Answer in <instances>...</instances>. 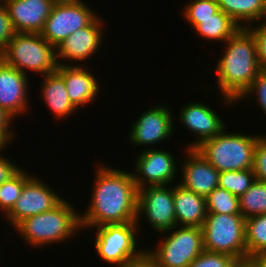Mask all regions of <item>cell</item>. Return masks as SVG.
Returning <instances> with one entry per match:
<instances>
[{
  "label": "cell",
  "instance_id": "8d00e7d4",
  "mask_svg": "<svg viewBox=\"0 0 266 267\" xmlns=\"http://www.w3.org/2000/svg\"><path fill=\"white\" fill-rule=\"evenodd\" d=\"M14 131L16 130H0V154H3L2 151L4 152V149H6L11 141L17 136Z\"/></svg>",
  "mask_w": 266,
  "mask_h": 267
},
{
  "label": "cell",
  "instance_id": "484cf974",
  "mask_svg": "<svg viewBox=\"0 0 266 267\" xmlns=\"http://www.w3.org/2000/svg\"><path fill=\"white\" fill-rule=\"evenodd\" d=\"M33 175L20 169L9 180L0 185V212L5 216L19 199L23 186Z\"/></svg>",
  "mask_w": 266,
  "mask_h": 267
},
{
  "label": "cell",
  "instance_id": "cb8c5ba5",
  "mask_svg": "<svg viewBox=\"0 0 266 267\" xmlns=\"http://www.w3.org/2000/svg\"><path fill=\"white\" fill-rule=\"evenodd\" d=\"M239 209L244 219L266 214V182L255 180L239 197Z\"/></svg>",
  "mask_w": 266,
  "mask_h": 267
},
{
  "label": "cell",
  "instance_id": "603a6c76",
  "mask_svg": "<svg viewBox=\"0 0 266 267\" xmlns=\"http://www.w3.org/2000/svg\"><path fill=\"white\" fill-rule=\"evenodd\" d=\"M217 4L241 28L260 22L265 10V0H217Z\"/></svg>",
  "mask_w": 266,
  "mask_h": 267
},
{
  "label": "cell",
  "instance_id": "f546056e",
  "mask_svg": "<svg viewBox=\"0 0 266 267\" xmlns=\"http://www.w3.org/2000/svg\"><path fill=\"white\" fill-rule=\"evenodd\" d=\"M236 260L228 254L204 250L188 267H234Z\"/></svg>",
  "mask_w": 266,
  "mask_h": 267
},
{
  "label": "cell",
  "instance_id": "5b68a950",
  "mask_svg": "<svg viewBox=\"0 0 266 267\" xmlns=\"http://www.w3.org/2000/svg\"><path fill=\"white\" fill-rule=\"evenodd\" d=\"M0 59L25 75L30 70L45 76L58 68L56 48L40 33H16L0 54Z\"/></svg>",
  "mask_w": 266,
  "mask_h": 267
},
{
  "label": "cell",
  "instance_id": "4fadbf2b",
  "mask_svg": "<svg viewBox=\"0 0 266 267\" xmlns=\"http://www.w3.org/2000/svg\"><path fill=\"white\" fill-rule=\"evenodd\" d=\"M33 175L23 186L19 199L12 209L5 215L8 226L14 227L23 219L49 211L56 207L64 198L45 183Z\"/></svg>",
  "mask_w": 266,
  "mask_h": 267
},
{
  "label": "cell",
  "instance_id": "d6a6232c",
  "mask_svg": "<svg viewBox=\"0 0 266 267\" xmlns=\"http://www.w3.org/2000/svg\"><path fill=\"white\" fill-rule=\"evenodd\" d=\"M258 24V25H257ZM255 25H257L255 27ZM254 26L251 24L246 29L253 35L256 41L257 58L261 70L266 71V25L260 22Z\"/></svg>",
  "mask_w": 266,
  "mask_h": 267
},
{
  "label": "cell",
  "instance_id": "ba28073f",
  "mask_svg": "<svg viewBox=\"0 0 266 267\" xmlns=\"http://www.w3.org/2000/svg\"><path fill=\"white\" fill-rule=\"evenodd\" d=\"M90 228L96 230L94 248L104 263L118 267L138 259L145 252L138 245L140 241L137 240L139 230L136 221Z\"/></svg>",
  "mask_w": 266,
  "mask_h": 267
},
{
  "label": "cell",
  "instance_id": "60d3db41",
  "mask_svg": "<svg viewBox=\"0 0 266 267\" xmlns=\"http://www.w3.org/2000/svg\"><path fill=\"white\" fill-rule=\"evenodd\" d=\"M260 23L266 25V0H265V10H264V14H263V16H262V19L260 20Z\"/></svg>",
  "mask_w": 266,
  "mask_h": 267
},
{
  "label": "cell",
  "instance_id": "d590c367",
  "mask_svg": "<svg viewBox=\"0 0 266 267\" xmlns=\"http://www.w3.org/2000/svg\"><path fill=\"white\" fill-rule=\"evenodd\" d=\"M118 267H159L145 251L138 259L124 263Z\"/></svg>",
  "mask_w": 266,
  "mask_h": 267
},
{
  "label": "cell",
  "instance_id": "4316f807",
  "mask_svg": "<svg viewBox=\"0 0 266 267\" xmlns=\"http://www.w3.org/2000/svg\"><path fill=\"white\" fill-rule=\"evenodd\" d=\"M255 181L253 169L219 172L218 186L240 197Z\"/></svg>",
  "mask_w": 266,
  "mask_h": 267
},
{
  "label": "cell",
  "instance_id": "ffe728a7",
  "mask_svg": "<svg viewBox=\"0 0 266 267\" xmlns=\"http://www.w3.org/2000/svg\"><path fill=\"white\" fill-rule=\"evenodd\" d=\"M177 226L202 227L207 216L206 197L181 186L173 185Z\"/></svg>",
  "mask_w": 266,
  "mask_h": 267
},
{
  "label": "cell",
  "instance_id": "9c48e42d",
  "mask_svg": "<svg viewBox=\"0 0 266 267\" xmlns=\"http://www.w3.org/2000/svg\"><path fill=\"white\" fill-rule=\"evenodd\" d=\"M98 15L82 0H56L40 35L56 48L76 30L88 26Z\"/></svg>",
  "mask_w": 266,
  "mask_h": 267
},
{
  "label": "cell",
  "instance_id": "3957f363",
  "mask_svg": "<svg viewBox=\"0 0 266 267\" xmlns=\"http://www.w3.org/2000/svg\"><path fill=\"white\" fill-rule=\"evenodd\" d=\"M74 206L63 199L53 209L23 219L14 227L16 233L31 248H45L46 244L50 246L59 242L63 244L81 230L80 213Z\"/></svg>",
  "mask_w": 266,
  "mask_h": 267
},
{
  "label": "cell",
  "instance_id": "6da1fadb",
  "mask_svg": "<svg viewBox=\"0 0 266 267\" xmlns=\"http://www.w3.org/2000/svg\"><path fill=\"white\" fill-rule=\"evenodd\" d=\"M106 165V166H105ZM95 168L91 199L87 210L80 213L81 231L106 224H123L137 220L138 188L132 172L109 167ZM89 228V229H88Z\"/></svg>",
  "mask_w": 266,
  "mask_h": 267
},
{
  "label": "cell",
  "instance_id": "74e56055",
  "mask_svg": "<svg viewBox=\"0 0 266 267\" xmlns=\"http://www.w3.org/2000/svg\"><path fill=\"white\" fill-rule=\"evenodd\" d=\"M234 267H263L262 263L253 256L239 258L235 261Z\"/></svg>",
  "mask_w": 266,
  "mask_h": 267
},
{
  "label": "cell",
  "instance_id": "52a82bcc",
  "mask_svg": "<svg viewBox=\"0 0 266 267\" xmlns=\"http://www.w3.org/2000/svg\"><path fill=\"white\" fill-rule=\"evenodd\" d=\"M245 222L242 214L207 213L201 227L204 250L236 259L247 257Z\"/></svg>",
  "mask_w": 266,
  "mask_h": 267
},
{
  "label": "cell",
  "instance_id": "ab89813d",
  "mask_svg": "<svg viewBox=\"0 0 266 267\" xmlns=\"http://www.w3.org/2000/svg\"><path fill=\"white\" fill-rule=\"evenodd\" d=\"M256 258L262 263L263 267H266V254L257 256Z\"/></svg>",
  "mask_w": 266,
  "mask_h": 267
},
{
  "label": "cell",
  "instance_id": "836d02e7",
  "mask_svg": "<svg viewBox=\"0 0 266 267\" xmlns=\"http://www.w3.org/2000/svg\"><path fill=\"white\" fill-rule=\"evenodd\" d=\"M15 34L16 31L8 15V11L4 3L0 0V54Z\"/></svg>",
  "mask_w": 266,
  "mask_h": 267
},
{
  "label": "cell",
  "instance_id": "1f68e13d",
  "mask_svg": "<svg viewBox=\"0 0 266 267\" xmlns=\"http://www.w3.org/2000/svg\"><path fill=\"white\" fill-rule=\"evenodd\" d=\"M252 169L255 180L266 182V134L258 136Z\"/></svg>",
  "mask_w": 266,
  "mask_h": 267
},
{
  "label": "cell",
  "instance_id": "e0dca14e",
  "mask_svg": "<svg viewBox=\"0 0 266 267\" xmlns=\"http://www.w3.org/2000/svg\"><path fill=\"white\" fill-rule=\"evenodd\" d=\"M187 156L180 162L179 184L198 195L207 197L219 183L217 171L196 149L185 148ZM182 167V168H181Z\"/></svg>",
  "mask_w": 266,
  "mask_h": 267
},
{
  "label": "cell",
  "instance_id": "ac0fdd59",
  "mask_svg": "<svg viewBox=\"0 0 266 267\" xmlns=\"http://www.w3.org/2000/svg\"><path fill=\"white\" fill-rule=\"evenodd\" d=\"M16 33H40L56 0H1Z\"/></svg>",
  "mask_w": 266,
  "mask_h": 267
},
{
  "label": "cell",
  "instance_id": "f1b7e54d",
  "mask_svg": "<svg viewBox=\"0 0 266 267\" xmlns=\"http://www.w3.org/2000/svg\"><path fill=\"white\" fill-rule=\"evenodd\" d=\"M220 10L217 0H189L183 7L184 19H207Z\"/></svg>",
  "mask_w": 266,
  "mask_h": 267
},
{
  "label": "cell",
  "instance_id": "4dcf8cb0",
  "mask_svg": "<svg viewBox=\"0 0 266 267\" xmlns=\"http://www.w3.org/2000/svg\"><path fill=\"white\" fill-rule=\"evenodd\" d=\"M254 95L256 97V102L260 107L262 113L266 115V71H261L257 77L254 79L251 86L242 94V96L236 101L240 102L244 98L245 100L250 96ZM240 100V101H239Z\"/></svg>",
  "mask_w": 266,
  "mask_h": 267
},
{
  "label": "cell",
  "instance_id": "9a60e30c",
  "mask_svg": "<svg viewBox=\"0 0 266 267\" xmlns=\"http://www.w3.org/2000/svg\"><path fill=\"white\" fill-rule=\"evenodd\" d=\"M177 117L187 131L196 135L186 149L197 148L203 141L215 137L226 128L220 115L204 102L192 101L185 104Z\"/></svg>",
  "mask_w": 266,
  "mask_h": 267
},
{
  "label": "cell",
  "instance_id": "5bb4252c",
  "mask_svg": "<svg viewBox=\"0 0 266 267\" xmlns=\"http://www.w3.org/2000/svg\"><path fill=\"white\" fill-rule=\"evenodd\" d=\"M165 105L164 102L162 105H154L135 119L128 134V141L132 146H152L174 135L176 118L173 117L171 109Z\"/></svg>",
  "mask_w": 266,
  "mask_h": 267
},
{
  "label": "cell",
  "instance_id": "e575fe53",
  "mask_svg": "<svg viewBox=\"0 0 266 267\" xmlns=\"http://www.w3.org/2000/svg\"><path fill=\"white\" fill-rule=\"evenodd\" d=\"M9 157L0 154V185L14 176L21 168L16 162H12Z\"/></svg>",
  "mask_w": 266,
  "mask_h": 267
},
{
  "label": "cell",
  "instance_id": "f35d334b",
  "mask_svg": "<svg viewBox=\"0 0 266 267\" xmlns=\"http://www.w3.org/2000/svg\"><path fill=\"white\" fill-rule=\"evenodd\" d=\"M14 120L4 109L0 108V130H13Z\"/></svg>",
  "mask_w": 266,
  "mask_h": 267
},
{
  "label": "cell",
  "instance_id": "83f0119b",
  "mask_svg": "<svg viewBox=\"0 0 266 267\" xmlns=\"http://www.w3.org/2000/svg\"><path fill=\"white\" fill-rule=\"evenodd\" d=\"M207 213L241 214L239 209V197L217 186L206 197Z\"/></svg>",
  "mask_w": 266,
  "mask_h": 267
},
{
  "label": "cell",
  "instance_id": "8992f818",
  "mask_svg": "<svg viewBox=\"0 0 266 267\" xmlns=\"http://www.w3.org/2000/svg\"><path fill=\"white\" fill-rule=\"evenodd\" d=\"M163 234L155 248L145 250L159 267H188L204 251L200 227L176 226Z\"/></svg>",
  "mask_w": 266,
  "mask_h": 267
},
{
  "label": "cell",
  "instance_id": "d4e9b609",
  "mask_svg": "<svg viewBox=\"0 0 266 267\" xmlns=\"http://www.w3.org/2000/svg\"><path fill=\"white\" fill-rule=\"evenodd\" d=\"M245 242L247 256L266 254V214L246 219Z\"/></svg>",
  "mask_w": 266,
  "mask_h": 267
},
{
  "label": "cell",
  "instance_id": "7c38bea8",
  "mask_svg": "<svg viewBox=\"0 0 266 267\" xmlns=\"http://www.w3.org/2000/svg\"><path fill=\"white\" fill-rule=\"evenodd\" d=\"M102 20H104L103 17L97 16L88 26L76 30L56 47L58 66L82 65L83 61L86 63V60L92 59V56L103 46L105 22Z\"/></svg>",
  "mask_w": 266,
  "mask_h": 267
},
{
  "label": "cell",
  "instance_id": "30bf717a",
  "mask_svg": "<svg viewBox=\"0 0 266 267\" xmlns=\"http://www.w3.org/2000/svg\"><path fill=\"white\" fill-rule=\"evenodd\" d=\"M143 214V215H142ZM141 215L155 232L163 233L177 226L173 186H146L138 189L137 225L140 235ZM141 221V222H140Z\"/></svg>",
  "mask_w": 266,
  "mask_h": 267
},
{
  "label": "cell",
  "instance_id": "277c9868",
  "mask_svg": "<svg viewBox=\"0 0 266 267\" xmlns=\"http://www.w3.org/2000/svg\"><path fill=\"white\" fill-rule=\"evenodd\" d=\"M227 131L225 128L195 149L219 172L252 169L259 135Z\"/></svg>",
  "mask_w": 266,
  "mask_h": 267
},
{
  "label": "cell",
  "instance_id": "d6986e66",
  "mask_svg": "<svg viewBox=\"0 0 266 267\" xmlns=\"http://www.w3.org/2000/svg\"><path fill=\"white\" fill-rule=\"evenodd\" d=\"M57 72L64 78L69 99L77 109L89 106V103L92 104L97 99L102 87L86 64L60 65Z\"/></svg>",
  "mask_w": 266,
  "mask_h": 267
},
{
  "label": "cell",
  "instance_id": "44dd1931",
  "mask_svg": "<svg viewBox=\"0 0 266 267\" xmlns=\"http://www.w3.org/2000/svg\"><path fill=\"white\" fill-rule=\"evenodd\" d=\"M43 77L40 95L44 104H46L45 106L49 108L48 111L53 114V118L63 120L72 114H76L79 110L69 99L64 78L57 71Z\"/></svg>",
  "mask_w": 266,
  "mask_h": 267
},
{
  "label": "cell",
  "instance_id": "8fae6325",
  "mask_svg": "<svg viewBox=\"0 0 266 267\" xmlns=\"http://www.w3.org/2000/svg\"><path fill=\"white\" fill-rule=\"evenodd\" d=\"M144 150V151H143ZM136 156L133 180L138 189L146 186L171 185L180 167L169 150L145 148Z\"/></svg>",
  "mask_w": 266,
  "mask_h": 267
},
{
  "label": "cell",
  "instance_id": "7402d4cb",
  "mask_svg": "<svg viewBox=\"0 0 266 267\" xmlns=\"http://www.w3.org/2000/svg\"><path fill=\"white\" fill-rule=\"evenodd\" d=\"M188 24L198 37L207 41L225 43L241 27L223 11L219 10L216 14L207 19H186Z\"/></svg>",
  "mask_w": 266,
  "mask_h": 267
},
{
  "label": "cell",
  "instance_id": "7a4b0ae2",
  "mask_svg": "<svg viewBox=\"0 0 266 267\" xmlns=\"http://www.w3.org/2000/svg\"><path fill=\"white\" fill-rule=\"evenodd\" d=\"M223 55L215 66L218 93L223 103L237 105V100L262 71L257 58L256 41L246 29L240 28L224 45Z\"/></svg>",
  "mask_w": 266,
  "mask_h": 267
},
{
  "label": "cell",
  "instance_id": "2e32d148",
  "mask_svg": "<svg viewBox=\"0 0 266 267\" xmlns=\"http://www.w3.org/2000/svg\"><path fill=\"white\" fill-rule=\"evenodd\" d=\"M28 78V75L0 59V108L15 120L30 109Z\"/></svg>",
  "mask_w": 266,
  "mask_h": 267
}]
</instances>
